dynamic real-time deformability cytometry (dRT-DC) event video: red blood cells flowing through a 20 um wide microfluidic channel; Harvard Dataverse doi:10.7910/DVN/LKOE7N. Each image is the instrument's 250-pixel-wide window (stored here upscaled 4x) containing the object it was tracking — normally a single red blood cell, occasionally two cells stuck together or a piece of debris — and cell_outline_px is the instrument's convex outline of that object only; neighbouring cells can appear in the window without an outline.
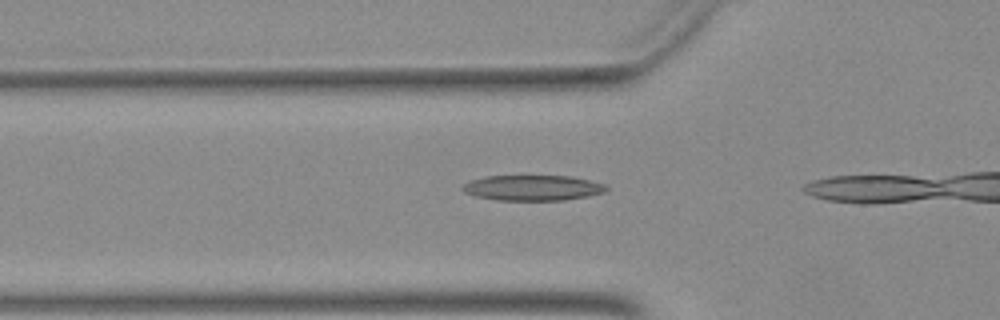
{"species": "Egyptian fruit bat (a non-hibernating species)", "species_latin": "Rousettus aegyptiacus", "temperature_condition": "warm", "stored_images_in_passage": 4, "camera_frame_rate_fps": 3000, "um_per_image_px": 0.085, "animal": {"sex": "female"}, "frame": {"image": 1, "passage_image": 2, "time_ms": 0.333, "image_size_px": [1000, 320], "cell_outline_px": [[608, 188], [604, 192], [588, 196], [564, 200], [496, 200], [476, 196], [464, 192], [460, 188], [468, 180], [484, 176], [568, 176], [588, 180], [604, 184]], "centroid_in_image_um": [45.22, 15.96], "position_along_channel_um": 80.6, "area_um2": 21.27}}